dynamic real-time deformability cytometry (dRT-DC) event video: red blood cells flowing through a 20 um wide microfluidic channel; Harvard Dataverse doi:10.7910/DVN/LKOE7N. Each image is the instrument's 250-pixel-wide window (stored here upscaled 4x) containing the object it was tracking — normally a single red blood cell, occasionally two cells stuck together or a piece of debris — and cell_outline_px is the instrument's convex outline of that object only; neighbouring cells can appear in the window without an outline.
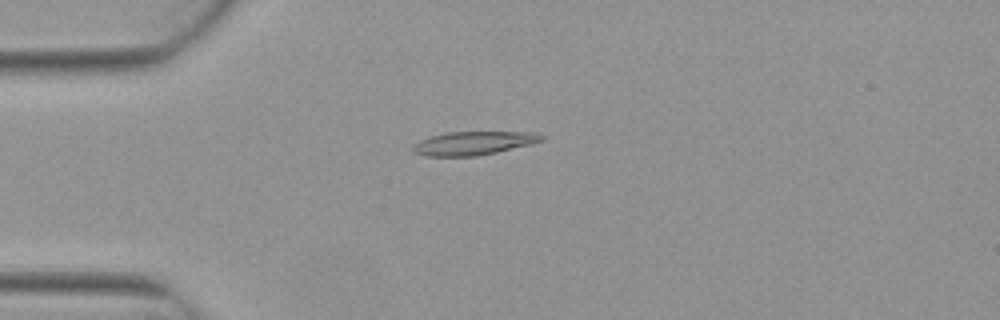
{"species": "Egyptian fruit bat (a non-hibernating species)", "species_latin": "Rousettus aegyptiacus", "temperature_condition": "warm", "stored_images_in_passage": 5, "camera_frame_rate_fps": 3000, "um_per_image_px": 0.085, "animal": {"sex": "female"}, "frame": {"image": 1, "passage_image": 2, "time_ms": 0.333, "image_size_px": [1000, 320], "cell_outline_px": [[544, 140], [532, 144], [496, 152], [476, 156], [424, 156], [416, 152], [412, 148], [420, 140], [428, 136], [444, 132], [536, 132], [544, 136]], "centroid_in_image_um": [40.27, 12.16], "position_along_channel_um": 44.7, "area_um2": 17.63}}
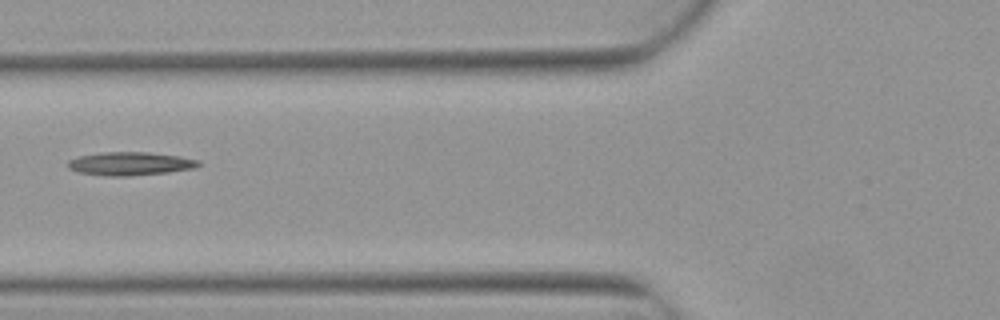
{"frame": {"image": 2, "passage_image": 4, "time_ms": 1.0, "image_size_px": [1000, 320], "cell_outline_px": [[200, 164], [196, 168], [168, 172], [128, 176], [108, 176], [80, 172], [68, 168], [68, 160], [80, 156], [100, 152], [148, 152], [180, 156], [200, 160]], "centroid_in_image_um": [11.09, 13.9], "position_along_channel_um": 114.7, "area_um2": 17.74}}
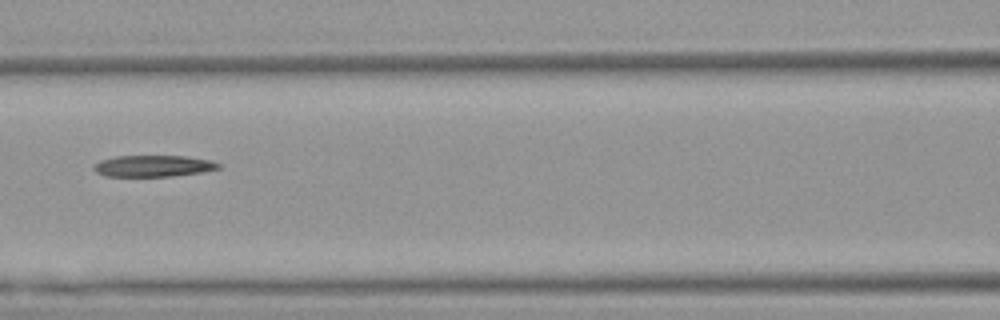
{"frame": {"image": 3, "passage_image": 5, "time_ms": 1.333, "image_size_px": [1000, 320], "cell_outline_px": [[220, 168], [200, 172], [172, 176], [104, 176], [96, 172], [92, 168], [92, 164], [100, 160], [116, 156], [184, 156], [212, 160], [220, 164]], "centroid_in_image_um": [12.98, 14.1], "position_along_channel_um": 153.6, "area_um2": 15.61}}